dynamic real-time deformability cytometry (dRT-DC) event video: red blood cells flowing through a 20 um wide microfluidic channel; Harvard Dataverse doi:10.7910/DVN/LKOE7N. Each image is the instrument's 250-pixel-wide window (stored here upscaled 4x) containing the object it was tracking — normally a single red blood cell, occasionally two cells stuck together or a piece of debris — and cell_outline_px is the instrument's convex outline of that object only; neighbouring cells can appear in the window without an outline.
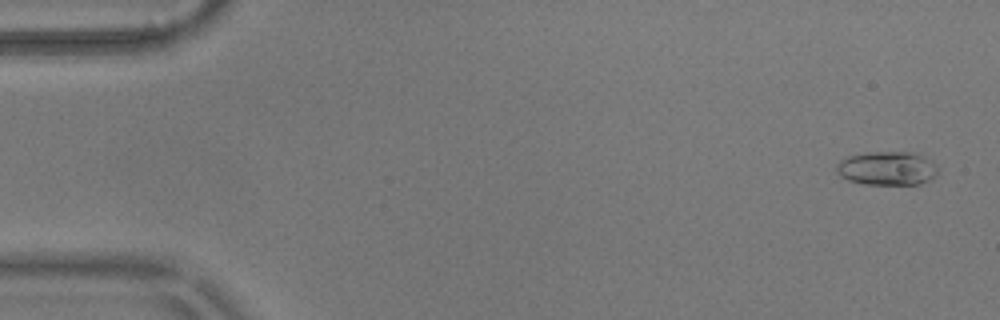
{"species": "common noctule bat (a hibernating species)", "species_latin": "Nyctalus noctula", "temperature_condition": "warm", "stored_images_in_passage": 15, "camera_frame_rate_fps": 3000, "um_per_image_px": 0.085, "animal": {"sex": "male", "body_mass_g": 17.9}, "frame": {"image": 1, "passage_image": 3, "time_ms": 0.667, "image_size_px": [1000, 320], "cell_outline_px": [[936, 176], [920, 184], [864, 184], [848, 180], [840, 176], [836, 172], [836, 164], [840, 160], [848, 156], [864, 152], [920, 152], [932, 160], [936, 164]], "centroid_in_image_um": [75.41, 14.29], "position_along_channel_um": 9.6, "area_um2": 20.29}}